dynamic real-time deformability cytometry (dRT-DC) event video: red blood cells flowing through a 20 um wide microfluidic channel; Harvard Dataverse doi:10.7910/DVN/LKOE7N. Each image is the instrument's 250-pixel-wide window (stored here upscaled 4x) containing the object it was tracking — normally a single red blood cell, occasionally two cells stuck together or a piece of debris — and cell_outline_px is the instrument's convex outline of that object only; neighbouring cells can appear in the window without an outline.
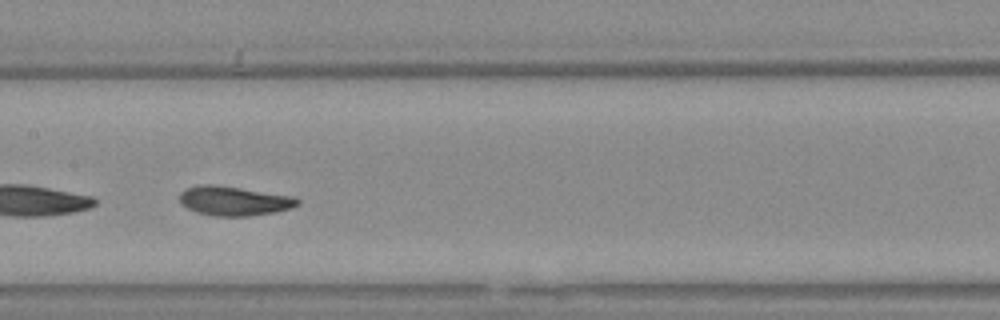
{"species": "Egyptian fruit bat (a non-hibernating species)", "species_latin": "Rousettus aegyptiacus", "temperature_condition": "warm", "stored_images_in_passage": 33, "camera_frame_rate_fps": 3000, "um_per_image_px": 0.085, "animal": {"sex": "female"}, "frame": {"image": 1, "passage_image": 15, "time_ms": 4.667, "image_size_px": [1000, 320], "cell_outline_px": [[300, 204], [292, 208], [276, 212], [252, 216], [212, 216], [196, 212], [180, 204], [180, 192], [188, 188], [200, 184], [216, 184], [296, 196], [300, 200]], "centroid_in_image_um": [19.94, 17.07], "position_along_channel_um": 187.5, "area_um2": 20.58}, "authors_computed_cell_mechanics": {"area_um2": 20.1144, "velocity_mm_per_s": 3.7111, "shape_relaxation_time_tau1_ms": 4.0241, "shape_relaxation_time_tau2_ms": 1.5559, "deformation_change_tau1": 0.1525, "deformation_change_tau2": 0.0728}}